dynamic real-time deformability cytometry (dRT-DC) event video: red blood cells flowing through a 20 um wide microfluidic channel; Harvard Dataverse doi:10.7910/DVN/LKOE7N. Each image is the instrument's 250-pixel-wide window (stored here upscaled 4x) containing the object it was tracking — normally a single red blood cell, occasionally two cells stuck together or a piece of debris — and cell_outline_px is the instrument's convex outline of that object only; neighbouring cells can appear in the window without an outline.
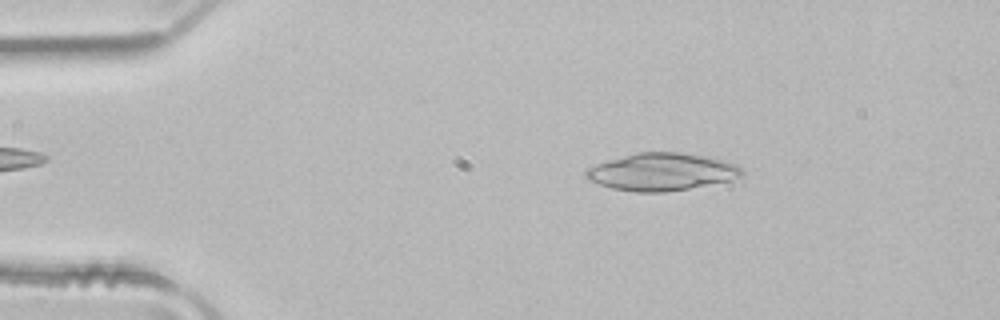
{"species": "common noctule bat (a hibernating species)", "species_latin": "Nyctalus noctula", "temperature_condition": "room temperature", "stored_images_in_passage": 49, "camera_frame_rate_fps": 3000, "um_per_image_px": 0.085, "animal": {"sex": "male", "body_mass_g": 21.5, "forearm_length_mm": 52.0}, "frame": {"image": 1, "passage_image": 8, "time_ms": 2.333, "image_size_px": [1000, 320], "cell_outline_px": [[744, 176], [728, 180], [688, 188], [664, 192], [636, 192], [612, 188], [588, 180], [584, 176], [584, 172], [588, 168], [596, 164], [636, 152], [680, 152], [704, 156], [736, 164], [744, 172]], "centroid_in_image_um": [56.21, 14.6], "position_along_channel_um": 28.8, "area_um2": 33.64}}
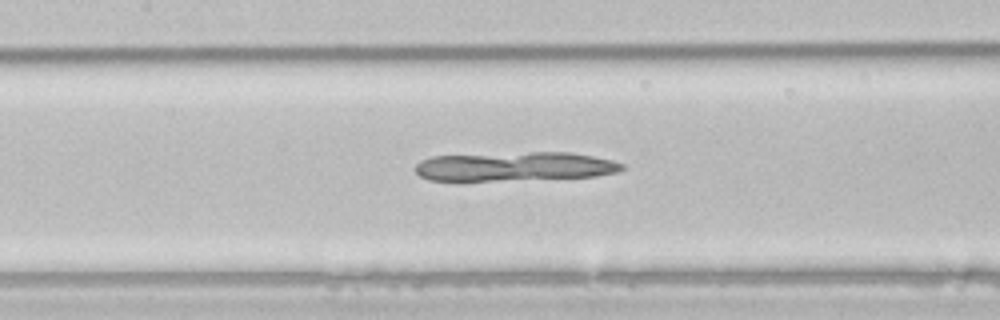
{"frame": {"image": 2, "passage_image": 22, "time_ms": 7.0, "image_size_px": [1000, 320], "cell_outline_px": [[624, 168], [616, 172], [596, 176], [460, 184], [428, 180], [420, 176], [412, 168], [420, 160], [432, 156], [532, 152], [572, 152], [612, 160], [624, 164]], "centroid_in_image_um": [43.6, 14.2], "position_along_channel_um": 163.8, "area_um2": 36.65}}
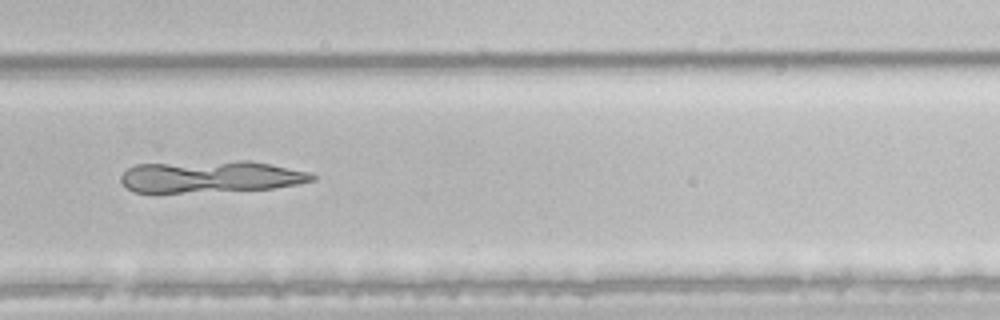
{"frame": {"image": 3, "passage_image": 33, "time_ms": 10.667, "image_size_px": [1000, 320], "cell_outline_px": [[316, 180], [296, 184], [272, 188], [184, 192], [132, 192], [120, 180], [120, 176], [128, 168], [136, 164], [236, 160], [248, 160], [308, 172], [316, 176]], "centroid_in_image_um": [17.87, 15.0], "position_along_channel_um": 311.9, "area_um2": 35.14}}